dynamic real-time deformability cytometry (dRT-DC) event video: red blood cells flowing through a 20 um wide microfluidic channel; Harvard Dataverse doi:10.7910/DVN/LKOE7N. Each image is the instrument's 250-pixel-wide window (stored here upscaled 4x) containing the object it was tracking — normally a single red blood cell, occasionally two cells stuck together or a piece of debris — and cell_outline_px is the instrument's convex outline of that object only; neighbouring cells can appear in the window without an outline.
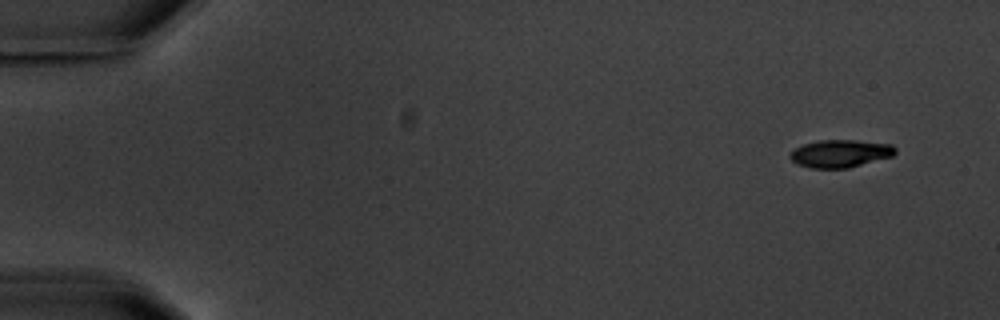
{"species": "common noctule bat (a hibernating species)", "species_latin": "Nyctalus noctula", "temperature_condition": "warm", "stored_images_in_passage": 6, "camera_frame_rate_fps": 3000, "um_per_image_px": 0.085, "animal": {"sex": "male", "body_mass_g": 20.1, "forearm_length_mm": 53.5}, "frame": {"image": 1, "passage_image": 1, "time_ms": 0.0, "image_size_px": [1000, 320], "cell_outline_px": [[896, 152], [892, 156], [848, 168], [812, 168], [796, 164], [788, 156], [796, 148], [804, 144], [820, 140], [856, 140], [892, 144], [896, 148]], "centroid_in_image_um": [71.43, 13.05], "position_along_channel_um": 13.6, "area_um2": 16.88}}
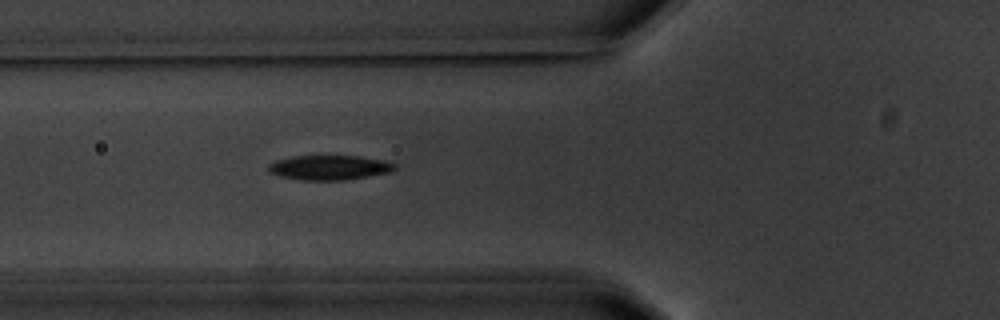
{"frame": {"image": 2, "passage_image": 6, "time_ms": 6.0, "image_size_px": [1000, 320], "cell_outline_px": [[396, 168], [392, 172], [344, 180], [300, 180], [280, 176], [268, 172], [268, 164], [276, 160], [292, 156], [360, 156], [384, 160], [396, 164]], "centroid_in_image_um": [27.99, 14.24], "position_along_channel_um": 97.8, "area_um2": 18.26}}